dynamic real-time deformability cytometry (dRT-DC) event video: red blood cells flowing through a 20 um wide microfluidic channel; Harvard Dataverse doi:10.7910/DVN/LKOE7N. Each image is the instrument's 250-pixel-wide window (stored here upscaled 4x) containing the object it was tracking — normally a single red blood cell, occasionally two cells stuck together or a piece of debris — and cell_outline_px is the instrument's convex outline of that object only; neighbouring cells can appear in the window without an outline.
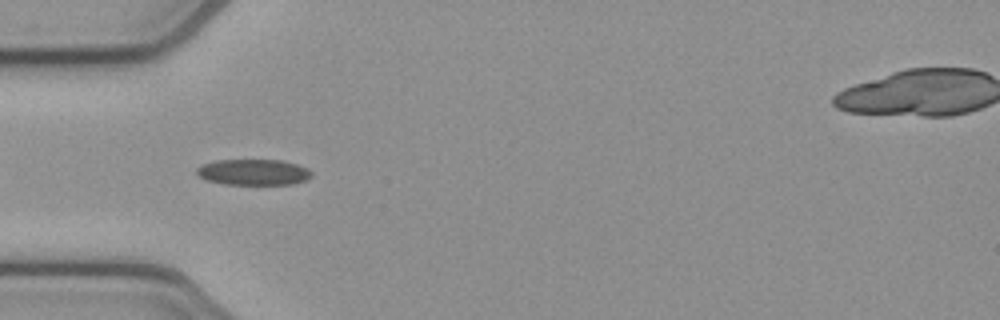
{"species": "common noctule bat (a hibernating species)", "species_latin": "Nyctalus noctula", "temperature_condition": "cold", "stored_images_in_passage": 52, "camera_frame_rate_fps": 3000, "um_per_image_px": 0.085, "animal": {"sex": "female", "body_mass_g": 21.9}, "frame": {"image": 1, "passage_image": 14, "time_ms": 4.333, "image_size_px": [1000, 320], "cell_outline_px": [[312, 176], [308, 180], [292, 184], [224, 184], [208, 180], [200, 176], [196, 172], [196, 168], [204, 164], [216, 160], [284, 160], [308, 168], [312, 172]], "centroid_in_image_um": [21.59, 14.63], "position_along_channel_um": 63.4, "area_um2": 17.34}}
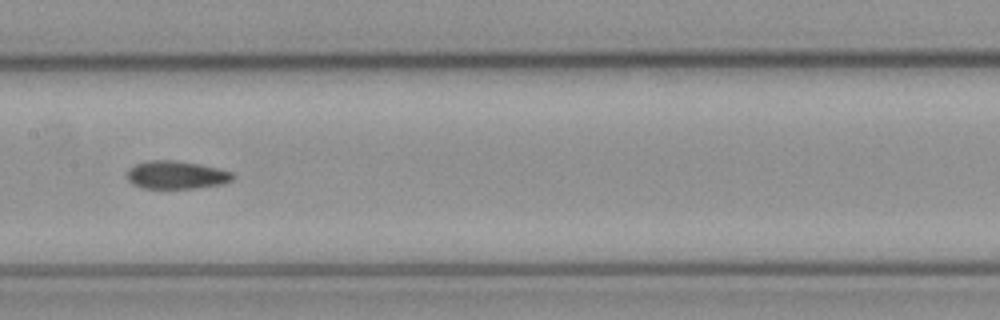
{"frame": {"image": 2, "passage_image": 24, "time_ms": 7.667, "image_size_px": [1000, 320], "cell_outline_px": [[236, 176], [232, 180], [224, 184], [196, 188], [140, 188], [132, 184], [128, 180], [128, 168], [136, 164], [148, 160], [172, 160], [200, 164], [232, 172]], "centroid_in_image_um": [14.99, 14.87], "position_along_channel_um": 192.4, "area_um2": 17.34}}
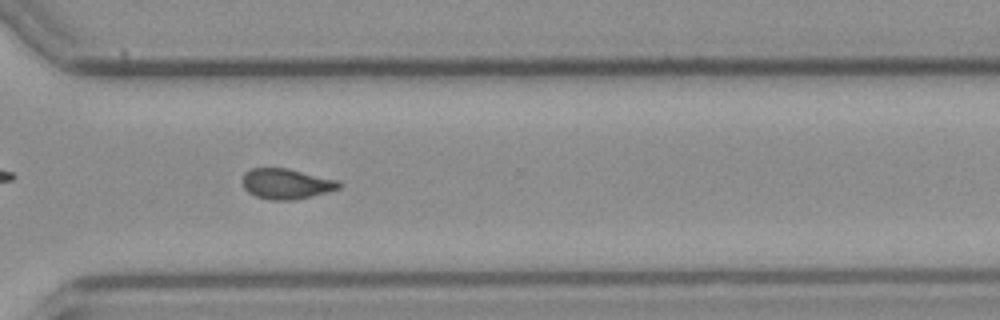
{"frame": {"image": 3, "passage_image": 36, "time_ms": 11.667, "image_size_px": [1000, 320], "cell_outline_px": [[344, 184], [340, 188], [328, 192], [312, 196], [292, 200], [268, 200], [256, 196], [248, 192], [244, 188], [240, 180], [244, 172], [252, 168], [288, 168], [336, 180]], "centroid_in_image_um": [24.3, 15.62], "position_along_channel_um": 346.3, "area_um2": 17.28}}